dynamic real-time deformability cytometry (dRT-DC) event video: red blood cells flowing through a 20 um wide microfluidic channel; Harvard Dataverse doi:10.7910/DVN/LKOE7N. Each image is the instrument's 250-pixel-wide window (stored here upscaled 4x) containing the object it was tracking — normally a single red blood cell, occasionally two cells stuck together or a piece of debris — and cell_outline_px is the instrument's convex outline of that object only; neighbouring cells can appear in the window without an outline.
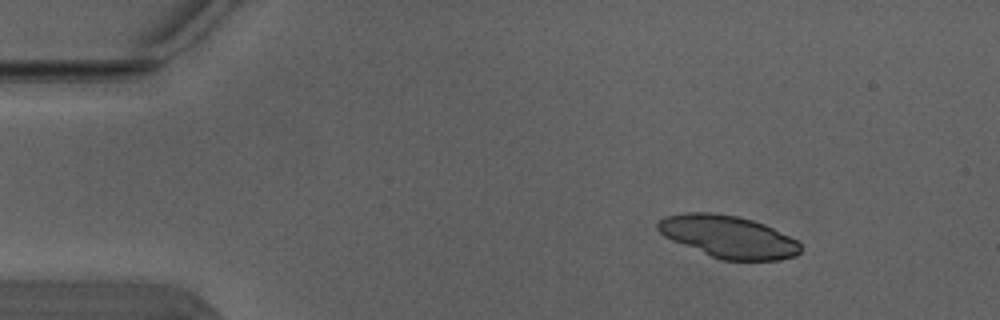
{"species": "Egyptian fruit bat (a non-hibernating species)", "species_latin": "Rousettus aegyptiacus", "temperature_condition": "warm", "stored_images_in_passage": 2, "camera_frame_rate_fps": 3000, "um_per_image_px": 0.085, "animal": {"sex": "male"}, "frame": {"image": 1, "passage_image": 1, "time_ms": 0.0, "image_size_px": [1000, 320], "cell_outline_px": [[800, 252], [796, 256], [780, 260], [720, 260], [672, 240], [664, 236], [656, 228], [656, 224], [664, 216], [688, 212], [712, 212], [736, 216], [752, 220], [764, 224], [796, 240], [800, 244]], "centroid_in_image_um": [61.88, 20.12], "position_along_channel_um": 23.1, "area_um2": 34.97}}